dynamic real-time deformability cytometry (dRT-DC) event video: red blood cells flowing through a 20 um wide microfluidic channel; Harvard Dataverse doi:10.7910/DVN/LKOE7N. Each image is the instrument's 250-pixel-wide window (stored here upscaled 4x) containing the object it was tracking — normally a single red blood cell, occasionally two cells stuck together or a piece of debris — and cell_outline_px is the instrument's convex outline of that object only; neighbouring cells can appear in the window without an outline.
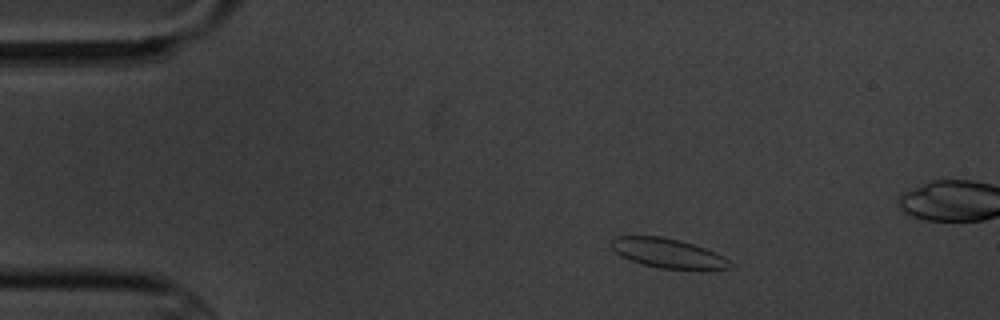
{"species": "common noctule bat (a hibernating species)", "species_latin": "Nyctalus noctula", "temperature_condition": "cold", "stored_images_in_passage": 5, "camera_frame_rate_fps": 3000, "um_per_image_px": 0.085, "animal": {"sex": "male", "body_mass_g": 20.1, "forearm_length_mm": 53.5}, "frame": {"image": 1, "passage_image": 2, "time_ms": 1.333, "image_size_px": [1000, 320], "cell_outline_px": [[732, 268], [704, 272], [660, 268], [644, 264], [620, 256], [612, 248], [612, 240], [616, 236], [664, 236], [680, 240], [716, 252], [724, 256], [732, 264]], "centroid_in_image_um": [56.88, 21.56], "position_along_channel_um": 28.1, "area_um2": 20.92}}